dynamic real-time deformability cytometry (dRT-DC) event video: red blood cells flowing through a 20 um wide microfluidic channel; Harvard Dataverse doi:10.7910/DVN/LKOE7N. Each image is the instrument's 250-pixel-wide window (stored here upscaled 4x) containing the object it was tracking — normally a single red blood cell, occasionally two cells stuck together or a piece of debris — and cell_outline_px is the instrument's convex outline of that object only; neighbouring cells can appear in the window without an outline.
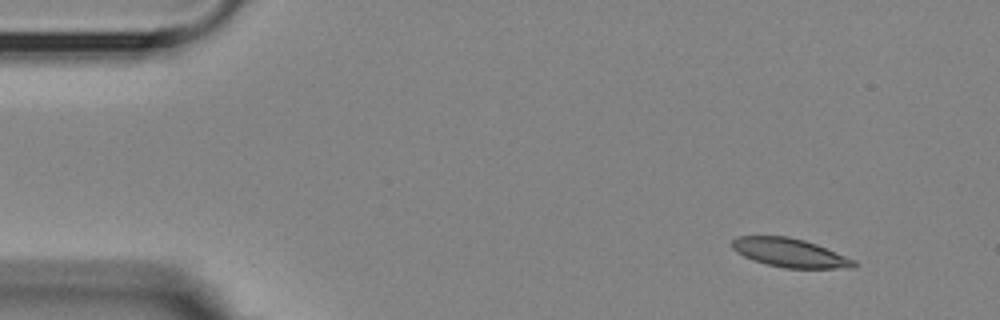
{"species": "Egyptian fruit bat (a non-hibernating species)", "species_latin": "Rousettus aegyptiacus", "temperature_condition": "room temperature", "stored_images_in_passage": 10, "camera_frame_rate_fps": 3000, "um_per_image_px": 0.085, "animal": {"sex": "female"}, "frame": {"image": 1, "passage_image": 1, "time_ms": 0.0, "image_size_px": [1000, 320], "cell_outline_px": [[856, 268], [784, 268], [752, 260], [736, 252], [732, 248], [732, 240], [736, 236], [788, 236], [804, 240], [816, 244], [856, 260]], "centroid_in_image_um": [67.14, 21.48], "position_along_channel_um": 17.9, "area_um2": 20.4}}
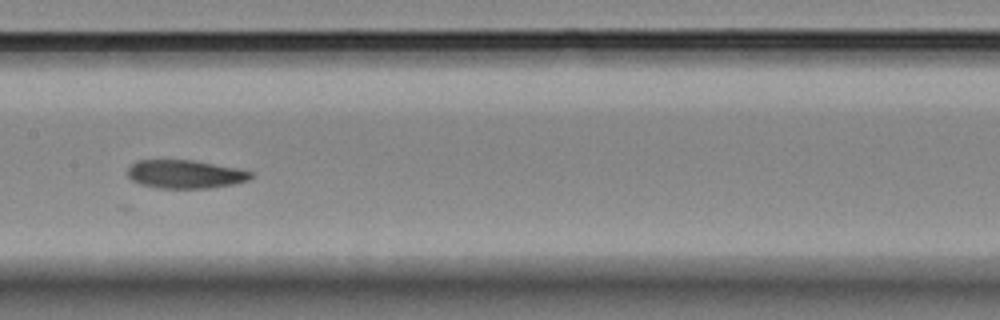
{"frame": {"image": 2, "passage_image": 7, "time_ms": 7.333, "image_size_px": [1000, 320], "cell_outline_px": [[252, 176], [248, 180], [232, 184], [208, 188], [156, 188], [140, 184], [132, 180], [128, 176], [128, 168], [136, 160], [192, 160], [236, 168], [252, 172]], "centroid_in_image_um": [15.7, 14.8], "position_along_channel_um": 191.7, "area_um2": 20.23}}
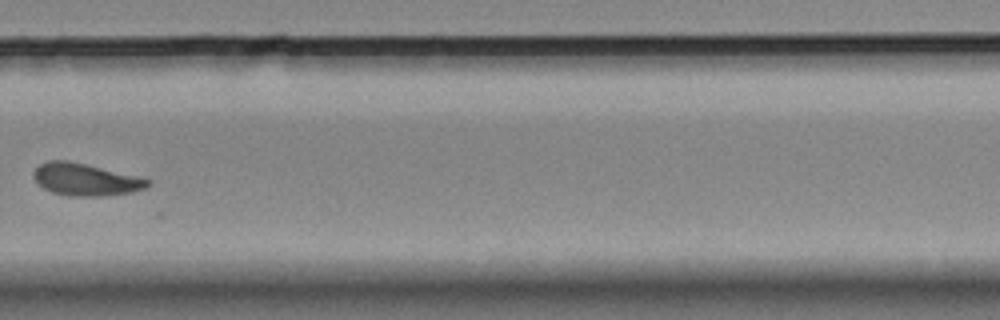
{"frame": {"image": 3, "passage_image": 10, "time_ms": 11.0, "image_size_px": [1000, 320], "cell_outline_px": [[152, 184], [144, 188], [132, 192], [104, 196], [68, 196], [52, 192], [44, 188], [32, 176], [32, 172], [40, 164], [48, 160], [68, 160], [88, 164], [140, 176], [152, 180]], "centroid_in_image_um": [7.31, 15.25], "position_along_channel_um": 322.5, "area_um2": 21.73}}